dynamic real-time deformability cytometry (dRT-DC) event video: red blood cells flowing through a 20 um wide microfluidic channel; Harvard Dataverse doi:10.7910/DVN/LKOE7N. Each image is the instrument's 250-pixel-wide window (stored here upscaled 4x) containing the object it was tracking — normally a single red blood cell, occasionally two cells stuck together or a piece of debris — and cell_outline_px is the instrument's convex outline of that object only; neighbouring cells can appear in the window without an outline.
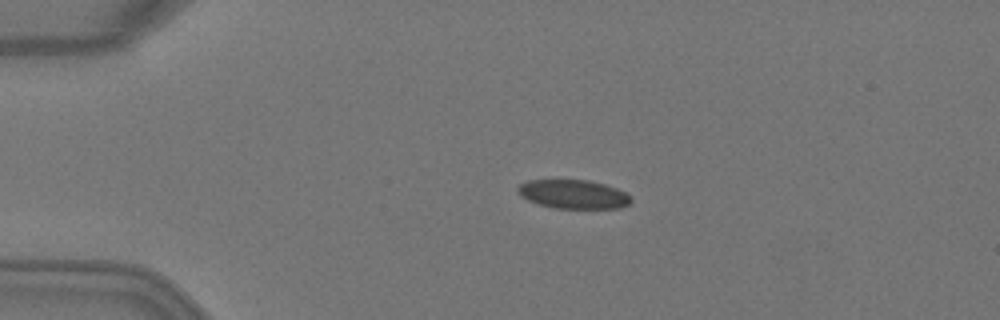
{"species": "Egyptian fruit bat (a non-hibernating species)", "species_latin": "Rousettus aegyptiacus", "temperature_condition": "warm", "stored_images_in_passage": 2, "camera_frame_rate_fps": 3000, "um_per_image_px": 0.085, "animal": {"sex": "female"}, "frame": {"image": 1, "passage_image": 1, "time_ms": 0.0, "image_size_px": [1000, 320], "cell_outline_px": [[632, 200], [628, 204], [620, 208], [556, 208], [540, 204], [528, 200], [520, 196], [516, 192], [516, 188], [520, 184], [528, 180], [588, 180], [604, 184], [616, 188], [632, 196]], "centroid_in_image_um": [48.72, 16.5], "position_along_channel_um": 36.3, "area_um2": 19.02}}